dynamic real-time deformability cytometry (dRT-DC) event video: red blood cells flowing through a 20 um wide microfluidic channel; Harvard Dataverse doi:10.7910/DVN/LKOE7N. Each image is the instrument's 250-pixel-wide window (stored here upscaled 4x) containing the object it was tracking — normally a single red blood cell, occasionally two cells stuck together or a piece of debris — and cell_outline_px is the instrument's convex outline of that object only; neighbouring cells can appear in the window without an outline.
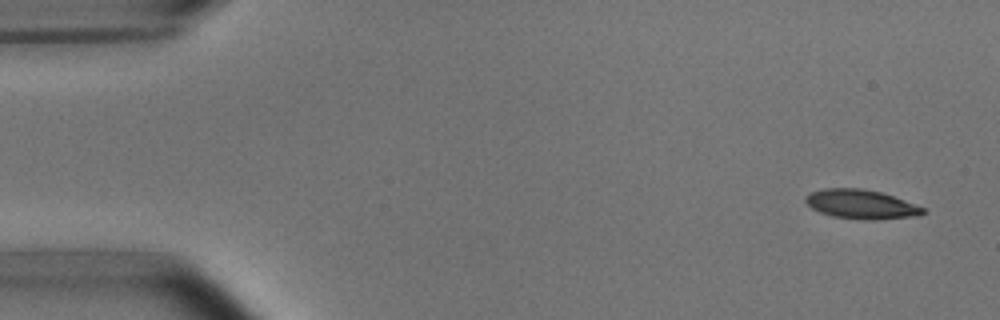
{"species": "common noctule bat (a hibernating species)", "species_latin": "Nyctalus noctula", "temperature_condition": "room temperature", "stored_images_in_passage": 4, "camera_frame_rate_fps": 3000, "um_per_image_px": 0.085, "animal": {"sex": "male", "body_mass_g": 15.6}, "frame": {"image": 1, "passage_image": 1, "time_ms": 0.0, "image_size_px": [1000, 320], "cell_outline_px": [[928, 212], [920, 216], [880, 220], [864, 220], [832, 216], [820, 212], [812, 208], [804, 200], [804, 196], [812, 192], [824, 188], [860, 188], [880, 192], [904, 200], [924, 208]], "centroid_in_image_um": [73.22, 17.38], "position_along_channel_um": 11.8, "area_um2": 20.11}}
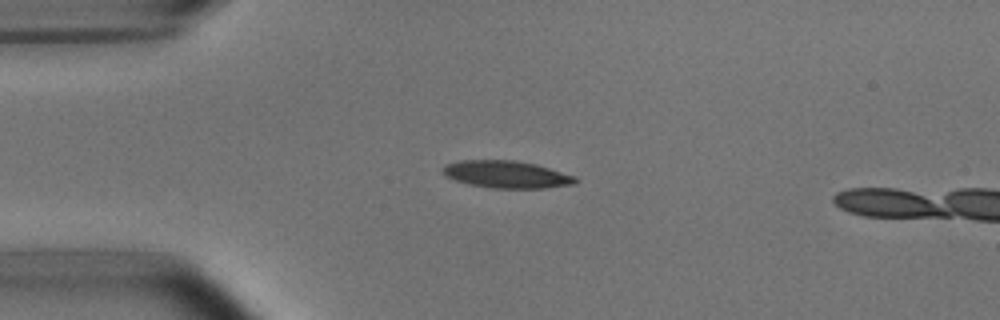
{"frame": {"image": 2, "passage_image": 3, "time_ms": 3.333, "image_size_px": [1000, 320], "cell_outline_px": [[580, 180], [576, 184], [544, 188], [492, 188], [468, 184], [444, 176], [444, 168], [448, 164], [460, 160], [512, 160], [536, 164], [576, 176]], "centroid_in_image_um": [43.12, 14.83], "position_along_channel_um": 41.9, "area_um2": 21.04}}